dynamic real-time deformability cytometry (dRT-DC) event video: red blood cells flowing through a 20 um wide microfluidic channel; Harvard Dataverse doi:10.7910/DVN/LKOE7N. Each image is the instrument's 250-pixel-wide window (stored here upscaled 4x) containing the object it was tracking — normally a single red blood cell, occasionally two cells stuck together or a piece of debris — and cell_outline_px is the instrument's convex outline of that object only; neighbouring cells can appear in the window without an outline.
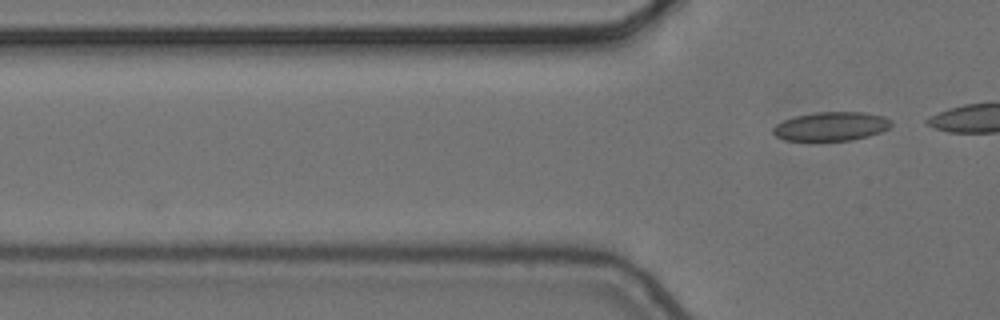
{"species": "common noctule bat (a hibernating species)", "species_latin": "Nyctalus noctula", "temperature_condition": "cold", "stored_images_in_passage": 3, "camera_frame_rate_fps": 3000, "um_per_image_px": 0.085, "animal": {"sex": "female", "body_mass_g": 24.6, "forearm_length_mm": 56.2}, "frame": {"image": 1, "passage_image": 3, "time_ms": 0.667, "image_size_px": [1000, 320], "cell_outline_px": [[892, 124], [888, 128], [880, 132], [868, 136], [852, 140], [784, 140], [776, 136], [772, 132], [772, 128], [776, 124], [784, 120], [796, 116], [816, 112], [864, 112], [884, 116], [892, 120]], "centroid_in_image_um": [70.66, 10.73], "position_along_channel_um": 55.1, "area_um2": 19.83}}